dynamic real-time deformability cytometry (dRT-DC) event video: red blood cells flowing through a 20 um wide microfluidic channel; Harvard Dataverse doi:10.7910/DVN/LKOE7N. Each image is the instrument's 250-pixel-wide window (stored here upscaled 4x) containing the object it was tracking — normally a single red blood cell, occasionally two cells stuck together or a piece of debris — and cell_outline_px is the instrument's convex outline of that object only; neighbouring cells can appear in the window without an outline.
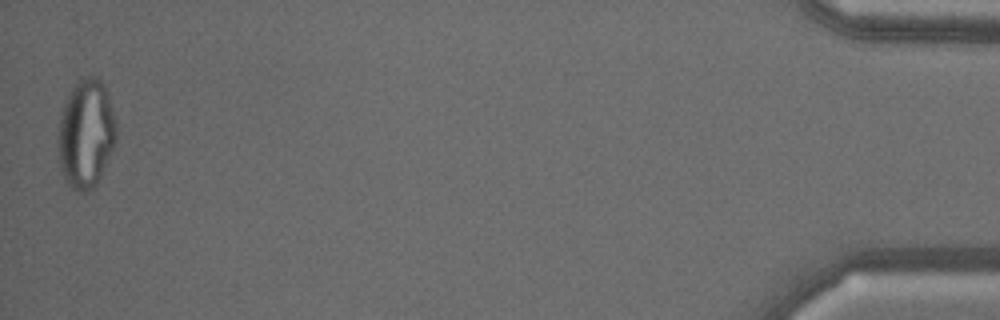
{"species": "common noctule bat (a hibernating species)", "species_latin": "Nyctalus noctula", "temperature_condition": "warm", "stored_images_in_passage": 45, "camera_frame_rate_fps": 3000, "um_per_image_px": 0.085, "animal": {"sex": "male", "body_mass_g": 18.8}, "frame": {"image": 1, "passage_image": 45, "time_ms": 14.667, "image_size_px": [1000, 320], "cell_outline_px": [[116, 140], [100, 176], [96, 184], [88, 192], [80, 192], [72, 188], [68, 184], [60, 172], [56, 136], [60, 112], [64, 100], [68, 92], [76, 80], [88, 76], [96, 76], [104, 84], [112, 108], [116, 124]], "centroid_in_image_um": [7.25, 11.34], "position_along_channel_um": 427.9, "area_um2": 37.45}}